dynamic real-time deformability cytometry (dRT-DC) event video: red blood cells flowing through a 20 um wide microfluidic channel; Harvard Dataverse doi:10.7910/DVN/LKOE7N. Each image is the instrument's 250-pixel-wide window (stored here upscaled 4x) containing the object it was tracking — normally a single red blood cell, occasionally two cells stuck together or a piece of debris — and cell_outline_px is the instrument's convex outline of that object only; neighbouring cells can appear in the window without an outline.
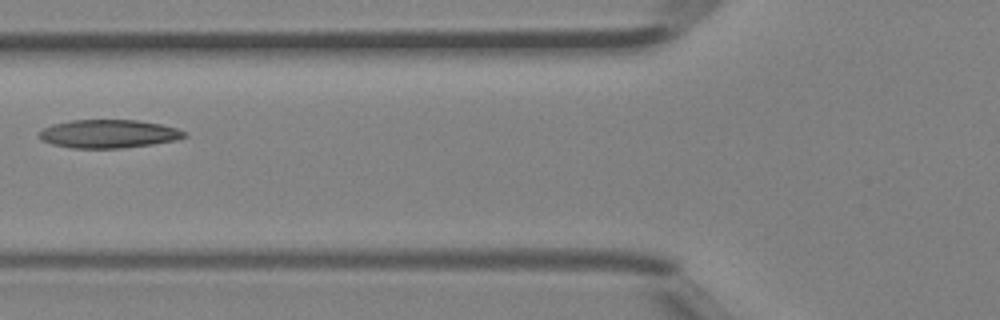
{"species": "Egyptian fruit bat (a non-hibernating species)", "species_latin": "Rousettus aegyptiacus", "temperature_condition": "room temperature", "stored_images_in_passage": 4, "camera_frame_rate_fps": 3000, "um_per_image_px": 0.085, "animal": {"sex": "female"}, "frame": {"image": 1, "passage_image": 4, "time_ms": 1.0, "image_size_px": [1000, 320], "cell_outline_px": [[188, 136], [176, 140], [152, 144], [120, 148], [72, 148], [52, 144], [40, 140], [36, 136], [44, 128], [52, 124], [72, 120], [136, 120], [160, 124], [176, 128], [188, 132]], "centroid_in_image_um": [9.22, 11.37], "position_along_channel_um": 116.6, "area_um2": 24.04}}